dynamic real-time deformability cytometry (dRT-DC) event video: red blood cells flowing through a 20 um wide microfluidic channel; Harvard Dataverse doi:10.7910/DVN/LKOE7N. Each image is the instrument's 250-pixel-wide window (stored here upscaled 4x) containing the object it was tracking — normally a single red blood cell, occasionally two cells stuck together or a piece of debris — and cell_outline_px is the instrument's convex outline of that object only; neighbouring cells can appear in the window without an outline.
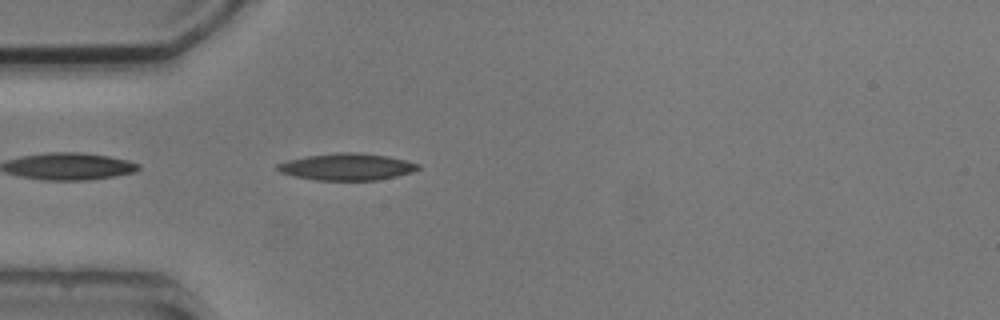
{"species": "common noctule bat (a hibernating species)", "species_latin": "Nyctalus noctula", "temperature_condition": "cold", "stored_images_in_passage": 2, "camera_frame_rate_fps": 3000, "um_per_image_px": 0.085, "animal": {"sex": "male", "body_mass_g": 20.5, "forearm_length_mm": 52.5}, "frame": {"image": 1, "passage_image": 2, "time_ms": 1.333, "image_size_px": [1000, 320], "cell_outline_px": [[420, 168], [412, 172], [396, 176], [376, 180], [316, 180], [296, 176], [280, 172], [276, 168], [276, 164], [288, 160], [308, 156], [336, 152], [360, 152], [388, 156], [420, 164]], "centroid_in_image_um": [29.5, 14.17], "position_along_channel_um": 55.5, "area_um2": 21.91}}